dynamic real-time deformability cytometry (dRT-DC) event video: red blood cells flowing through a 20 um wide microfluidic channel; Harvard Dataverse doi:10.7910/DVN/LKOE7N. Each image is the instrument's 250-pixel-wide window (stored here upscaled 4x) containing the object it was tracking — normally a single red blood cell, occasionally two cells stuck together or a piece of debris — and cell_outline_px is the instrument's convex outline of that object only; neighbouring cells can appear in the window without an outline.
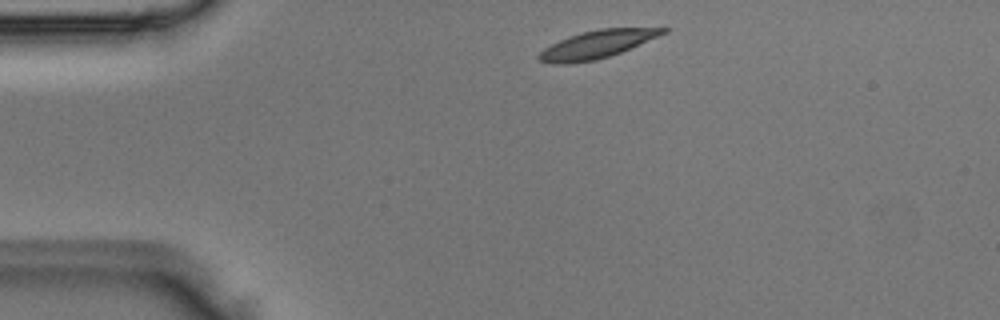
{"species": "Egyptian fruit bat (a non-hibernating species)", "species_latin": "Rousettus aegyptiacus", "temperature_condition": "room temperature", "stored_images_in_passage": 2, "camera_frame_rate_fps": 3000, "um_per_image_px": 0.085, "animal": {"sex": "male"}, "frame": {"image": 1, "passage_image": 1, "time_ms": 0.0, "image_size_px": [1000, 320], "cell_outline_px": [[668, 32], [620, 52], [596, 60], [564, 64], [556, 64], [540, 60], [536, 56], [544, 48], [568, 36], [580, 32], [600, 28], [668, 28]], "centroid_in_image_um": [50.72, 3.76], "position_along_channel_um": 34.3, "area_um2": 19.83}}